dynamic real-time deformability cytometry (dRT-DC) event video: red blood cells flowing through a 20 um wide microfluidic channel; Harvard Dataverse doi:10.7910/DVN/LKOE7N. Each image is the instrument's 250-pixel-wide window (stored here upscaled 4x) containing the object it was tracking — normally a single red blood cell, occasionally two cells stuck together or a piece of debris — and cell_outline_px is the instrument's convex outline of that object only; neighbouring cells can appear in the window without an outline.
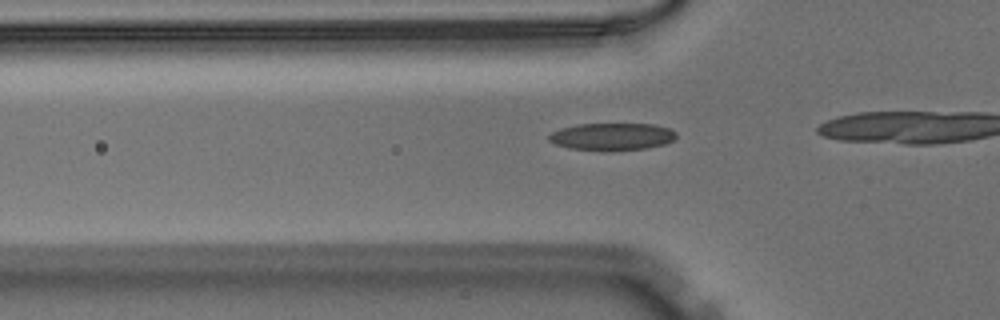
{"species": "Egyptian fruit bat (a non-hibernating species)", "species_latin": "Rousettus aegyptiacus", "temperature_condition": "warm", "stored_images_in_passage": 18, "camera_frame_rate_fps": 3000, "um_per_image_px": 0.085, "animal": {"sex": "male"}, "frame": {"image": 1, "passage_image": 13, "time_ms": 4.0, "image_size_px": [1000, 320], "cell_outline_px": [[676, 136], [672, 140], [664, 144], [644, 148], [612, 152], [600, 152], [568, 148], [556, 144], [548, 140], [548, 136], [552, 132], [560, 128], [576, 124], [652, 124], [668, 128], [676, 132]], "centroid_in_image_um": [51.97, 11.63], "position_along_channel_um": 73.8, "area_um2": 20.58}}
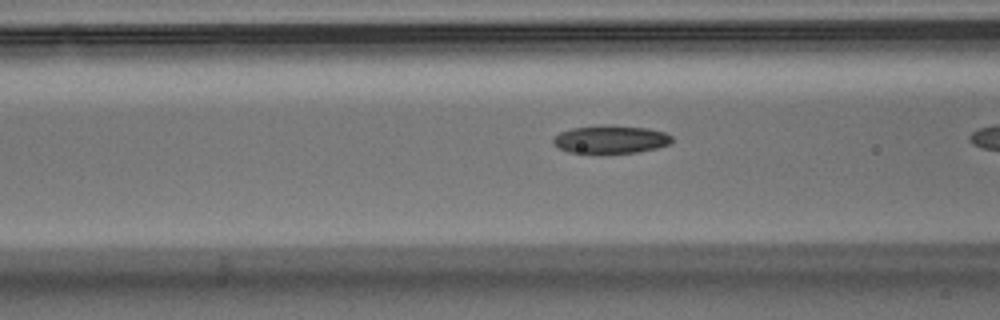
{"frame": {"image": 2, "passage_image": 16, "time_ms": 5.0, "image_size_px": [1000, 320], "cell_outline_px": [[672, 140], [668, 144], [656, 148], [636, 152], [568, 152], [552, 144], [552, 140], [560, 132], [572, 128], [648, 128], [664, 132], [672, 136]], "centroid_in_image_um": [51.9, 11.89], "position_along_channel_um": 114.7, "area_um2": 18.03}}